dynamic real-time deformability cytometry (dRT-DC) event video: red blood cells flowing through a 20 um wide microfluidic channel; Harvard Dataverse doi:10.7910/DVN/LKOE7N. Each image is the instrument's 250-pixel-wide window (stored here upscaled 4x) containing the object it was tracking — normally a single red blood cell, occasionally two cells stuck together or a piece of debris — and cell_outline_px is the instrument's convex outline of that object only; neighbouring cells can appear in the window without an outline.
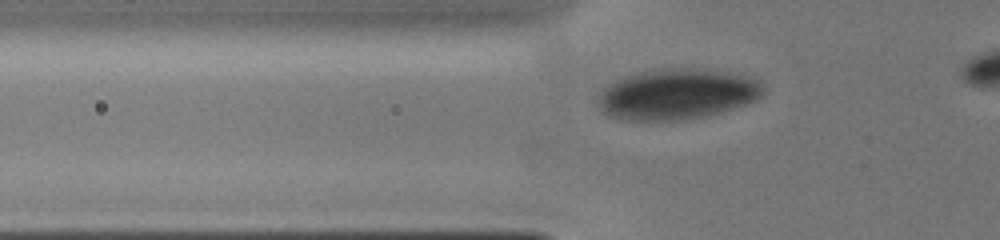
{"species": "human", "species_latin": "Homo sapiens", "temperature_condition": "cold", "stored_images_in_passage": 14, "camera_frame_rate_fps": 3000, "um_per_image_px": 0.085, "donor": {"sex": "male"}, "frame": {"image": 1, "passage_image": 8, "time_ms": 3.0, "image_size_px": [1000, 240], "cell_outline_px": [[764, 92], [756, 100], [732, 108], [684, 120], [620, 120], [608, 116], [600, 112], [600, 92], [608, 84], [616, 80], [640, 72], [664, 68], [688, 68], [728, 72], [752, 76], [764, 88]], "centroid_in_image_um": [57.53, 8.0], "position_along_channel_um": 68.3, "area_um2": 48.32}}
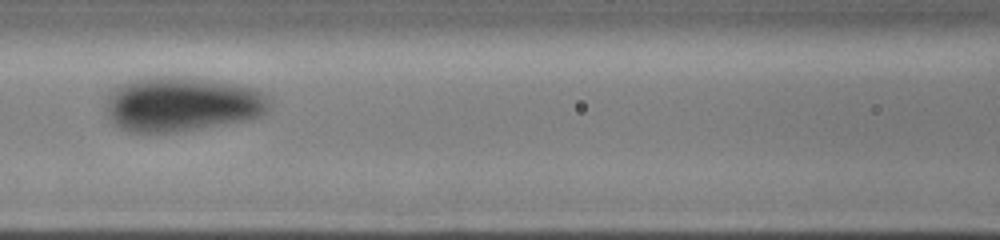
{"frame": {"image": 2, "passage_image": 12, "time_ms": 5.0, "image_size_px": [1000, 240], "cell_outline_px": [[268, 108], [264, 112], [256, 116], [244, 120], [200, 128], [172, 132], [128, 132], [120, 128], [108, 116], [104, 108], [108, 92], [112, 88], [120, 84], [132, 80], [148, 76], [188, 76], [216, 80], [236, 84], [252, 88], [260, 92], [264, 96]], "centroid_in_image_um": [15.34, 8.82], "position_along_channel_um": 151.3, "area_um2": 52.02}}